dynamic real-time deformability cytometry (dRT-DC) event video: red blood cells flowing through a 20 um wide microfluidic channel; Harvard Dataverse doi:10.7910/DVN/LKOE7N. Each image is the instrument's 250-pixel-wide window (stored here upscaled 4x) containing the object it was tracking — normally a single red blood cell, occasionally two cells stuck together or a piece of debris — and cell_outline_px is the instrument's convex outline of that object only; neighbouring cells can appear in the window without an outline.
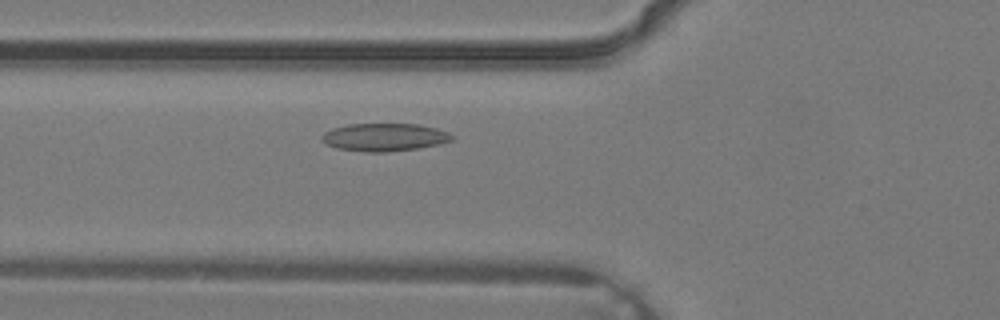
{"species": "common noctule bat (a hibernating species)", "species_latin": "Nyctalus noctula", "temperature_condition": "warm", "stored_images_in_passage": 5, "camera_frame_rate_fps": 3000, "um_per_image_px": 0.085, "animal": {"sex": "male", "body_mass_g": 19.2, "forearm_length_mm": 51.8}, "frame": {"image": 1, "passage_image": 5, "time_ms": 1.333, "image_size_px": [1000, 320], "cell_outline_px": [[452, 140], [440, 144], [420, 148], [384, 152], [364, 152], [336, 148], [320, 140], [320, 136], [324, 132], [332, 128], [348, 124], [420, 124], [436, 128], [448, 132], [452, 136]], "centroid_in_image_um": [32.65, 11.66], "position_along_channel_um": 93.1, "area_um2": 21.21}}